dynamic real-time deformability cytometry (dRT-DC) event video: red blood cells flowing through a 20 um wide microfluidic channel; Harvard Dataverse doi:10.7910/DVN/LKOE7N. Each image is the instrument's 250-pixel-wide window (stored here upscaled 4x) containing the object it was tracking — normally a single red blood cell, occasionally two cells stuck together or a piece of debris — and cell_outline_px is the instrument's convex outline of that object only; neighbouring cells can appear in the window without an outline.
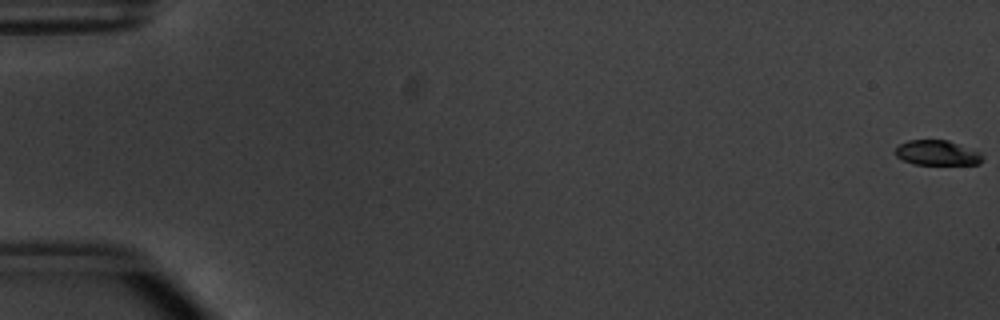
{"species": "common noctule bat (a hibernating species)", "species_latin": "Nyctalus noctula", "temperature_condition": "warm", "stored_images_in_passage": 15, "camera_frame_rate_fps": 3000, "um_per_image_px": 0.085, "animal": {"sex": "male", "body_mass_g": 20.1, "forearm_length_mm": 53.5}, "frame": {"image": 1, "passage_image": 1, "time_ms": 0.0, "image_size_px": [1000, 320], "cell_outline_px": [[984, 160], [980, 164], [912, 164], [896, 156], [896, 148], [900, 144], [908, 140], [948, 140], [980, 152], [984, 156]], "centroid_in_image_um": [79.69, 12.99], "position_along_channel_um": 5.3, "area_um2": 12.66}}
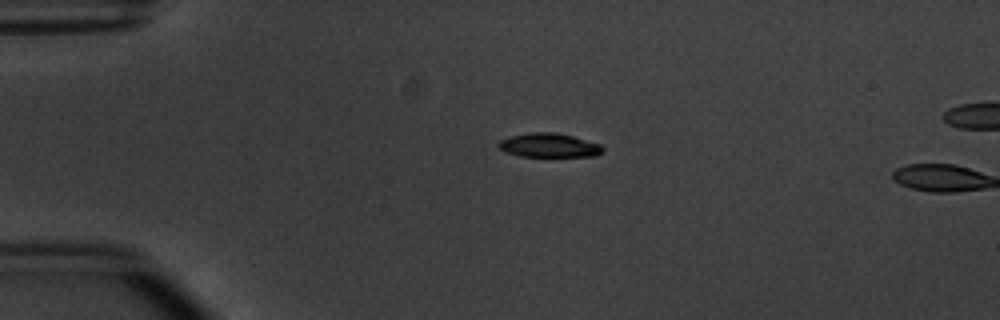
{"frame": {"image": 2, "passage_image": 14, "time_ms": 4.333, "image_size_px": [1000, 320], "cell_outline_px": [[604, 148], [596, 156], [520, 156], [508, 152], [500, 148], [496, 144], [500, 140], [512, 136], [532, 132], [552, 132], [572, 136], [600, 144]], "centroid_in_image_um": [46.66, 12.35], "position_along_channel_um": 38.3, "area_um2": 14.28}}